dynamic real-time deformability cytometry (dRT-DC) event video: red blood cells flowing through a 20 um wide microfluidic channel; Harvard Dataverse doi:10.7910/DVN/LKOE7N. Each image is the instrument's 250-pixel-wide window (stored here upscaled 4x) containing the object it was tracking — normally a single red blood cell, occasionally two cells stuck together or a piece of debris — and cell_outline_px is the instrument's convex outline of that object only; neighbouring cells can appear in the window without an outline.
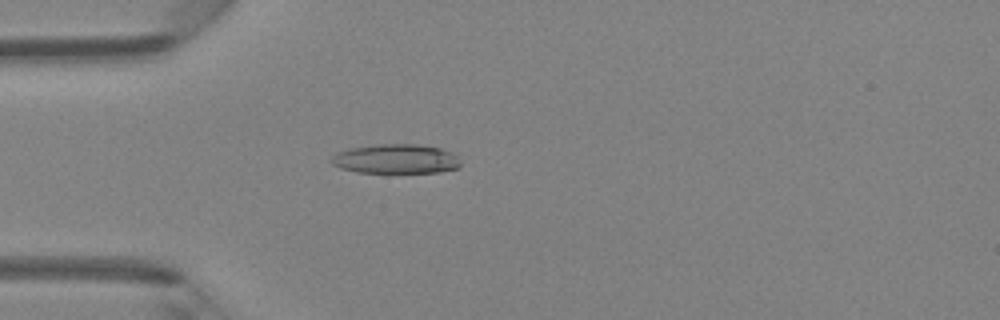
{"species": "Egyptian fruit bat (a non-hibernating species)", "species_latin": "Rousettus aegyptiacus", "temperature_condition": "room temperature", "stored_images_in_passage": 48, "camera_frame_rate_fps": 3000, "um_per_image_px": 0.085, "animal": {"sex": "female"}, "frame": {"image": 1, "passage_image": 14, "time_ms": 4.333, "image_size_px": [1000, 320], "cell_outline_px": [[460, 164], [456, 168], [440, 172], [356, 172], [340, 168], [332, 164], [332, 156], [336, 152], [352, 148], [380, 144], [416, 144], [440, 148], [452, 152], [456, 156]], "centroid_in_image_um": [33.63, 13.5], "position_along_channel_um": 51.4, "area_um2": 21.91}}
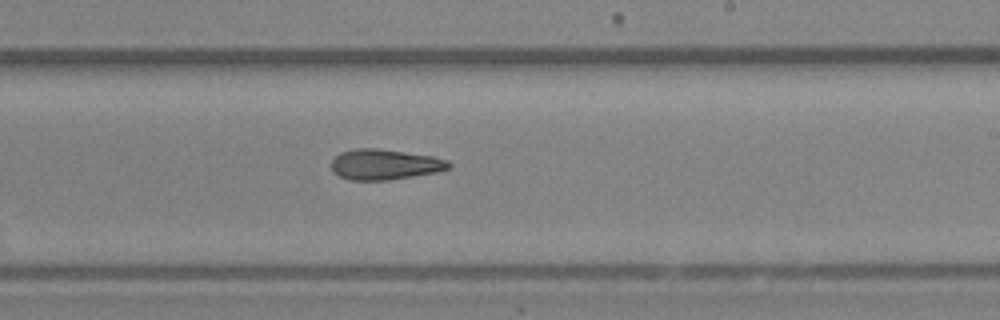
{"frame": {"image": 2, "passage_image": 29, "time_ms": 9.333, "image_size_px": [1000, 320], "cell_outline_px": [[452, 168], [436, 172], [388, 180], [348, 180], [332, 172], [332, 160], [340, 152], [356, 148], [376, 148], [436, 156], [448, 160], [452, 164]], "centroid_in_image_um": [32.73, 13.97], "position_along_channel_um": 256.3, "area_um2": 21.04}}
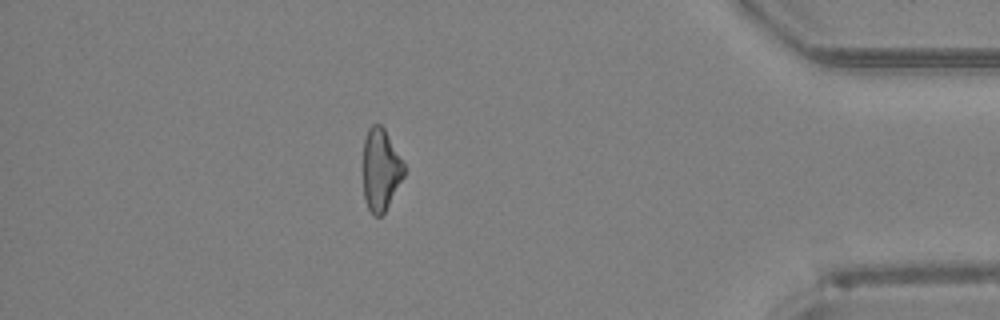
{"frame": {"image": 3, "passage_image": 42, "time_ms": 13.667, "image_size_px": [1000, 320], "cell_outline_px": [[404, 176], [384, 212], [380, 216], [376, 216], [368, 208], [364, 196], [364, 140], [368, 128], [372, 124], [380, 124], [384, 128], [404, 160]], "centroid_in_image_um": [32.38, 14.38], "position_along_channel_um": 402.8, "area_um2": 19.42}, "authors_computed_cell_mechanics": {"area_um2": 21.2126, "velocity_mm_per_s": 4.3136, "shape_relaxation_time_tau1_ms": 4.8894, "shape_relaxation_time_tau2_ms": 3.7903, "deformation_change_tau1": 0.1536, "deformation_change_tau2": 0.1406}}